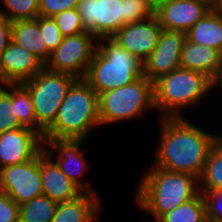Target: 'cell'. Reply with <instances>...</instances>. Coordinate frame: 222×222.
<instances>
[{
    "label": "cell",
    "mask_w": 222,
    "mask_h": 222,
    "mask_svg": "<svg viewBox=\"0 0 222 222\" xmlns=\"http://www.w3.org/2000/svg\"><path fill=\"white\" fill-rule=\"evenodd\" d=\"M40 175L43 195L57 203L74 200L84 193L44 150L40 152Z\"/></svg>",
    "instance_id": "cell-17"
},
{
    "label": "cell",
    "mask_w": 222,
    "mask_h": 222,
    "mask_svg": "<svg viewBox=\"0 0 222 222\" xmlns=\"http://www.w3.org/2000/svg\"><path fill=\"white\" fill-rule=\"evenodd\" d=\"M180 68L205 73L216 82L222 72V54L217 49L196 44L186 38Z\"/></svg>",
    "instance_id": "cell-18"
},
{
    "label": "cell",
    "mask_w": 222,
    "mask_h": 222,
    "mask_svg": "<svg viewBox=\"0 0 222 222\" xmlns=\"http://www.w3.org/2000/svg\"><path fill=\"white\" fill-rule=\"evenodd\" d=\"M12 22L0 14V56L11 42Z\"/></svg>",
    "instance_id": "cell-34"
},
{
    "label": "cell",
    "mask_w": 222,
    "mask_h": 222,
    "mask_svg": "<svg viewBox=\"0 0 222 222\" xmlns=\"http://www.w3.org/2000/svg\"><path fill=\"white\" fill-rule=\"evenodd\" d=\"M186 33L162 29L156 48L142 62L143 76L154 82L159 77L180 68V58Z\"/></svg>",
    "instance_id": "cell-13"
},
{
    "label": "cell",
    "mask_w": 222,
    "mask_h": 222,
    "mask_svg": "<svg viewBox=\"0 0 222 222\" xmlns=\"http://www.w3.org/2000/svg\"><path fill=\"white\" fill-rule=\"evenodd\" d=\"M0 14L11 22L39 16V0H0Z\"/></svg>",
    "instance_id": "cell-26"
},
{
    "label": "cell",
    "mask_w": 222,
    "mask_h": 222,
    "mask_svg": "<svg viewBox=\"0 0 222 222\" xmlns=\"http://www.w3.org/2000/svg\"><path fill=\"white\" fill-rule=\"evenodd\" d=\"M125 2V22L134 23L154 16L153 0H123Z\"/></svg>",
    "instance_id": "cell-28"
},
{
    "label": "cell",
    "mask_w": 222,
    "mask_h": 222,
    "mask_svg": "<svg viewBox=\"0 0 222 222\" xmlns=\"http://www.w3.org/2000/svg\"><path fill=\"white\" fill-rule=\"evenodd\" d=\"M63 37L87 32L82 25L77 8L65 10L52 17Z\"/></svg>",
    "instance_id": "cell-29"
},
{
    "label": "cell",
    "mask_w": 222,
    "mask_h": 222,
    "mask_svg": "<svg viewBox=\"0 0 222 222\" xmlns=\"http://www.w3.org/2000/svg\"><path fill=\"white\" fill-rule=\"evenodd\" d=\"M44 68L45 64L37 56L11 41L0 56V81L22 83Z\"/></svg>",
    "instance_id": "cell-16"
},
{
    "label": "cell",
    "mask_w": 222,
    "mask_h": 222,
    "mask_svg": "<svg viewBox=\"0 0 222 222\" xmlns=\"http://www.w3.org/2000/svg\"><path fill=\"white\" fill-rule=\"evenodd\" d=\"M159 139L152 165L173 172H184L200 178L218 134L200 128L188 119L158 118Z\"/></svg>",
    "instance_id": "cell-1"
},
{
    "label": "cell",
    "mask_w": 222,
    "mask_h": 222,
    "mask_svg": "<svg viewBox=\"0 0 222 222\" xmlns=\"http://www.w3.org/2000/svg\"><path fill=\"white\" fill-rule=\"evenodd\" d=\"M24 127L15 114V104H12V94L0 86V134Z\"/></svg>",
    "instance_id": "cell-27"
},
{
    "label": "cell",
    "mask_w": 222,
    "mask_h": 222,
    "mask_svg": "<svg viewBox=\"0 0 222 222\" xmlns=\"http://www.w3.org/2000/svg\"><path fill=\"white\" fill-rule=\"evenodd\" d=\"M58 203L45 195L19 205V222H52Z\"/></svg>",
    "instance_id": "cell-25"
},
{
    "label": "cell",
    "mask_w": 222,
    "mask_h": 222,
    "mask_svg": "<svg viewBox=\"0 0 222 222\" xmlns=\"http://www.w3.org/2000/svg\"><path fill=\"white\" fill-rule=\"evenodd\" d=\"M100 196L83 193L78 198L58 203L52 222H101Z\"/></svg>",
    "instance_id": "cell-19"
},
{
    "label": "cell",
    "mask_w": 222,
    "mask_h": 222,
    "mask_svg": "<svg viewBox=\"0 0 222 222\" xmlns=\"http://www.w3.org/2000/svg\"><path fill=\"white\" fill-rule=\"evenodd\" d=\"M153 92L156 117L178 118L185 117L183 112L188 109L200 107L212 92L214 98L216 90L215 82L205 73L178 68L154 81Z\"/></svg>",
    "instance_id": "cell-3"
},
{
    "label": "cell",
    "mask_w": 222,
    "mask_h": 222,
    "mask_svg": "<svg viewBox=\"0 0 222 222\" xmlns=\"http://www.w3.org/2000/svg\"><path fill=\"white\" fill-rule=\"evenodd\" d=\"M156 222H208L203 194L199 192L194 198L164 213Z\"/></svg>",
    "instance_id": "cell-23"
},
{
    "label": "cell",
    "mask_w": 222,
    "mask_h": 222,
    "mask_svg": "<svg viewBox=\"0 0 222 222\" xmlns=\"http://www.w3.org/2000/svg\"><path fill=\"white\" fill-rule=\"evenodd\" d=\"M75 80L70 74L53 72L45 67L36 76L22 82L32 97L36 131L42 136L53 124L58 109Z\"/></svg>",
    "instance_id": "cell-7"
},
{
    "label": "cell",
    "mask_w": 222,
    "mask_h": 222,
    "mask_svg": "<svg viewBox=\"0 0 222 222\" xmlns=\"http://www.w3.org/2000/svg\"><path fill=\"white\" fill-rule=\"evenodd\" d=\"M98 128H101L98 94L84 79H76L43 138L83 139L88 144L89 137Z\"/></svg>",
    "instance_id": "cell-4"
},
{
    "label": "cell",
    "mask_w": 222,
    "mask_h": 222,
    "mask_svg": "<svg viewBox=\"0 0 222 222\" xmlns=\"http://www.w3.org/2000/svg\"><path fill=\"white\" fill-rule=\"evenodd\" d=\"M202 194L206 204L207 219L222 220V190Z\"/></svg>",
    "instance_id": "cell-32"
},
{
    "label": "cell",
    "mask_w": 222,
    "mask_h": 222,
    "mask_svg": "<svg viewBox=\"0 0 222 222\" xmlns=\"http://www.w3.org/2000/svg\"><path fill=\"white\" fill-rule=\"evenodd\" d=\"M161 30L154 15L147 20L126 24L111 38L143 62L156 48Z\"/></svg>",
    "instance_id": "cell-15"
},
{
    "label": "cell",
    "mask_w": 222,
    "mask_h": 222,
    "mask_svg": "<svg viewBox=\"0 0 222 222\" xmlns=\"http://www.w3.org/2000/svg\"><path fill=\"white\" fill-rule=\"evenodd\" d=\"M44 152L56 163L62 172L76 184L84 193L97 194L85 177L91 174L90 165L85 159L83 139L43 138ZM56 152V153H55ZM84 176V178H83Z\"/></svg>",
    "instance_id": "cell-9"
},
{
    "label": "cell",
    "mask_w": 222,
    "mask_h": 222,
    "mask_svg": "<svg viewBox=\"0 0 222 222\" xmlns=\"http://www.w3.org/2000/svg\"><path fill=\"white\" fill-rule=\"evenodd\" d=\"M143 76L142 62L112 38L97 39L84 80L99 95L133 83Z\"/></svg>",
    "instance_id": "cell-5"
},
{
    "label": "cell",
    "mask_w": 222,
    "mask_h": 222,
    "mask_svg": "<svg viewBox=\"0 0 222 222\" xmlns=\"http://www.w3.org/2000/svg\"><path fill=\"white\" fill-rule=\"evenodd\" d=\"M208 1L209 3H211L212 5L214 4L215 0H206Z\"/></svg>",
    "instance_id": "cell-39"
},
{
    "label": "cell",
    "mask_w": 222,
    "mask_h": 222,
    "mask_svg": "<svg viewBox=\"0 0 222 222\" xmlns=\"http://www.w3.org/2000/svg\"><path fill=\"white\" fill-rule=\"evenodd\" d=\"M96 48L97 39L88 31L63 37L45 67L53 72L84 79Z\"/></svg>",
    "instance_id": "cell-8"
},
{
    "label": "cell",
    "mask_w": 222,
    "mask_h": 222,
    "mask_svg": "<svg viewBox=\"0 0 222 222\" xmlns=\"http://www.w3.org/2000/svg\"><path fill=\"white\" fill-rule=\"evenodd\" d=\"M219 130V140L222 142V133L220 132V129Z\"/></svg>",
    "instance_id": "cell-38"
},
{
    "label": "cell",
    "mask_w": 222,
    "mask_h": 222,
    "mask_svg": "<svg viewBox=\"0 0 222 222\" xmlns=\"http://www.w3.org/2000/svg\"><path fill=\"white\" fill-rule=\"evenodd\" d=\"M213 9L222 12V0H215Z\"/></svg>",
    "instance_id": "cell-36"
},
{
    "label": "cell",
    "mask_w": 222,
    "mask_h": 222,
    "mask_svg": "<svg viewBox=\"0 0 222 222\" xmlns=\"http://www.w3.org/2000/svg\"><path fill=\"white\" fill-rule=\"evenodd\" d=\"M0 190L18 205L43 195L40 175V153L21 164L0 169Z\"/></svg>",
    "instance_id": "cell-11"
},
{
    "label": "cell",
    "mask_w": 222,
    "mask_h": 222,
    "mask_svg": "<svg viewBox=\"0 0 222 222\" xmlns=\"http://www.w3.org/2000/svg\"><path fill=\"white\" fill-rule=\"evenodd\" d=\"M39 30L43 42L52 53L62 42L63 36L53 18L39 16Z\"/></svg>",
    "instance_id": "cell-30"
},
{
    "label": "cell",
    "mask_w": 222,
    "mask_h": 222,
    "mask_svg": "<svg viewBox=\"0 0 222 222\" xmlns=\"http://www.w3.org/2000/svg\"><path fill=\"white\" fill-rule=\"evenodd\" d=\"M12 94V104H15V114L19 122L36 130V117L33 101L28 89L22 83L2 84Z\"/></svg>",
    "instance_id": "cell-24"
},
{
    "label": "cell",
    "mask_w": 222,
    "mask_h": 222,
    "mask_svg": "<svg viewBox=\"0 0 222 222\" xmlns=\"http://www.w3.org/2000/svg\"><path fill=\"white\" fill-rule=\"evenodd\" d=\"M148 168L140 178L134 203L142 212L151 215L154 222L200 192L199 180L191 174L164 170L151 164Z\"/></svg>",
    "instance_id": "cell-2"
},
{
    "label": "cell",
    "mask_w": 222,
    "mask_h": 222,
    "mask_svg": "<svg viewBox=\"0 0 222 222\" xmlns=\"http://www.w3.org/2000/svg\"><path fill=\"white\" fill-rule=\"evenodd\" d=\"M79 0H39V16L49 17L77 8Z\"/></svg>",
    "instance_id": "cell-31"
},
{
    "label": "cell",
    "mask_w": 222,
    "mask_h": 222,
    "mask_svg": "<svg viewBox=\"0 0 222 222\" xmlns=\"http://www.w3.org/2000/svg\"><path fill=\"white\" fill-rule=\"evenodd\" d=\"M11 41L32 52L44 64L51 56V52L43 42L39 30V16L35 19L17 20L12 22Z\"/></svg>",
    "instance_id": "cell-20"
},
{
    "label": "cell",
    "mask_w": 222,
    "mask_h": 222,
    "mask_svg": "<svg viewBox=\"0 0 222 222\" xmlns=\"http://www.w3.org/2000/svg\"><path fill=\"white\" fill-rule=\"evenodd\" d=\"M82 25L96 39L111 38L127 23L123 0H79Z\"/></svg>",
    "instance_id": "cell-10"
},
{
    "label": "cell",
    "mask_w": 222,
    "mask_h": 222,
    "mask_svg": "<svg viewBox=\"0 0 222 222\" xmlns=\"http://www.w3.org/2000/svg\"><path fill=\"white\" fill-rule=\"evenodd\" d=\"M196 44L217 49L222 54V12L213 8L186 32Z\"/></svg>",
    "instance_id": "cell-21"
},
{
    "label": "cell",
    "mask_w": 222,
    "mask_h": 222,
    "mask_svg": "<svg viewBox=\"0 0 222 222\" xmlns=\"http://www.w3.org/2000/svg\"><path fill=\"white\" fill-rule=\"evenodd\" d=\"M98 108L101 127L142 118L147 111H155L153 82L141 76L129 85L103 92L98 95Z\"/></svg>",
    "instance_id": "cell-6"
},
{
    "label": "cell",
    "mask_w": 222,
    "mask_h": 222,
    "mask_svg": "<svg viewBox=\"0 0 222 222\" xmlns=\"http://www.w3.org/2000/svg\"><path fill=\"white\" fill-rule=\"evenodd\" d=\"M212 8L206 0H157L154 15L162 29L186 33Z\"/></svg>",
    "instance_id": "cell-12"
},
{
    "label": "cell",
    "mask_w": 222,
    "mask_h": 222,
    "mask_svg": "<svg viewBox=\"0 0 222 222\" xmlns=\"http://www.w3.org/2000/svg\"><path fill=\"white\" fill-rule=\"evenodd\" d=\"M199 180V191L222 190V142L218 140L211 148Z\"/></svg>",
    "instance_id": "cell-22"
},
{
    "label": "cell",
    "mask_w": 222,
    "mask_h": 222,
    "mask_svg": "<svg viewBox=\"0 0 222 222\" xmlns=\"http://www.w3.org/2000/svg\"><path fill=\"white\" fill-rule=\"evenodd\" d=\"M0 222H19V205L1 190Z\"/></svg>",
    "instance_id": "cell-33"
},
{
    "label": "cell",
    "mask_w": 222,
    "mask_h": 222,
    "mask_svg": "<svg viewBox=\"0 0 222 222\" xmlns=\"http://www.w3.org/2000/svg\"><path fill=\"white\" fill-rule=\"evenodd\" d=\"M43 136L29 127L0 134V169L35 158L43 150Z\"/></svg>",
    "instance_id": "cell-14"
},
{
    "label": "cell",
    "mask_w": 222,
    "mask_h": 222,
    "mask_svg": "<svg viewBox=\"0 0 222 222\" xmlns=\"http://www.w3.org/2000/svg\"><path fill=\"white\" fill-rule=\"evenodd\" d=\"M215 90H220L218 93L219 95H221V91H222V72L221 75L219 77V79L215 82Z\"/></svg>",
    "instance_id": "cell-35"
},
{
    "label": "cell",
    "mask_w": 222,
    "mask_h": 222,
    "mask_svg": "<svg viewBox=\"0 0 222 222\" xmlns=\"http://www.w3.org/2000/svg\"><path fill=\"white\" fill-rule=\"evenodd\" d=\"M208 222H222V220H213V219H207Z\"/></svg>",
    "instance_id": "cell-37"
}]
</instances>
